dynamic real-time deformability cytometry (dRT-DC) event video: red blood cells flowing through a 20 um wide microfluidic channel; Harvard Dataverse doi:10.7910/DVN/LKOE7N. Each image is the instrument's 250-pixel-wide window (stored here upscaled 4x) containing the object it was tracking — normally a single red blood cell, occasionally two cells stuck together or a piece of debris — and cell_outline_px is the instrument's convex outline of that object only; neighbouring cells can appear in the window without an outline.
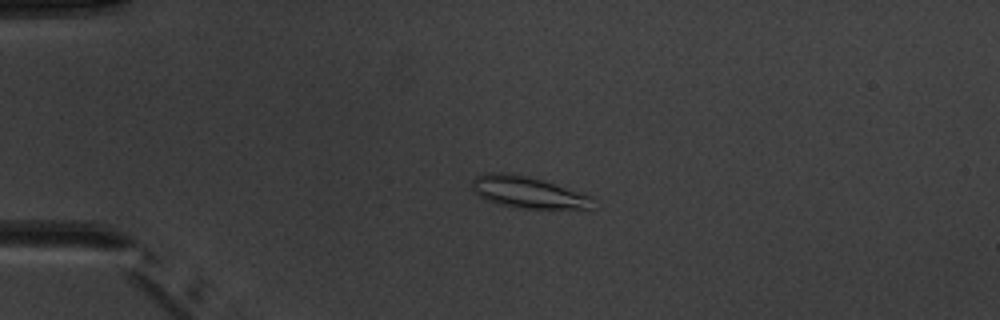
{"species": "common noctule bat (a hibernating species)", "species_latin": "Nyctalus noctula", "temperature_condition": "warm", "stored_images_in_passage": 4, "camera_frame_rate_fps": 3000, "um_per_image_px": 0.085, "animal": {"sex": "male", "body_mass_g": 20.1, "forearm_length_mm": 53.5}, "frame": {"image": 1, "passage_image": 3, "time_ms": 2.333, "image_size_px": [1000, 320], "cell_outline_px": [[592, 196], [588, 208], [520, 208], [496, 204], [480, 196], [472, 188], [472, 180], [476, 176], [484, 172], [508, 172], [528, 176], [544, 180], [584, 192]], "centroid_in_image_um": [44.83, 16.31], "position_along_channel_um": 40.2, "area_um2": 22.25}}